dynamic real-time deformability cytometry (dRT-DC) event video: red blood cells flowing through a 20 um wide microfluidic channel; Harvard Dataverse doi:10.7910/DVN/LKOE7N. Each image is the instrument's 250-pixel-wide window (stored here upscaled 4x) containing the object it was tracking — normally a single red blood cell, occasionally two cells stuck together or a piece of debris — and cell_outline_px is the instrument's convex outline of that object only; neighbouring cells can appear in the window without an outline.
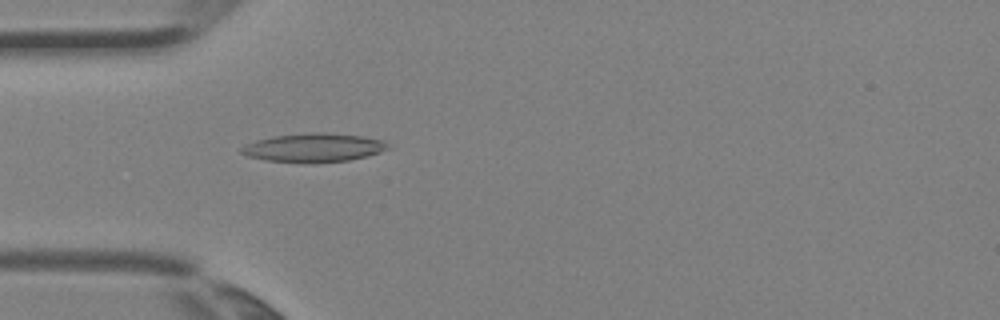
{"species": "Egyptian fruit bat (a non-hibernating species)", "species_latin": "Rousettus aegyptiacus", "temperature_condition": "room temperature", "stored_images_in_passage": 4, "camera_frame_rate_fps": 3000, "um_per_image_px": 0.085, "animal": {"sex": "female"}, "frame": {"image": 1, "passage_image": 4, "time_ms": 1.0, "image_size_px": [1000, 320], "cell_outline_px": [[392, 148], [368, 156], [348, 160], [300, 164], [264, 160], [248, 156], [240, 152], [240, 148], [244, 144], [256, 140], [272, 136], [312, 132], [324, 132], [364, 136], [384, 140]], "centroid_in_image_um": [26.66, 12.55], "position_along_channel_um": 58.3, "area_um2": 25.03}}